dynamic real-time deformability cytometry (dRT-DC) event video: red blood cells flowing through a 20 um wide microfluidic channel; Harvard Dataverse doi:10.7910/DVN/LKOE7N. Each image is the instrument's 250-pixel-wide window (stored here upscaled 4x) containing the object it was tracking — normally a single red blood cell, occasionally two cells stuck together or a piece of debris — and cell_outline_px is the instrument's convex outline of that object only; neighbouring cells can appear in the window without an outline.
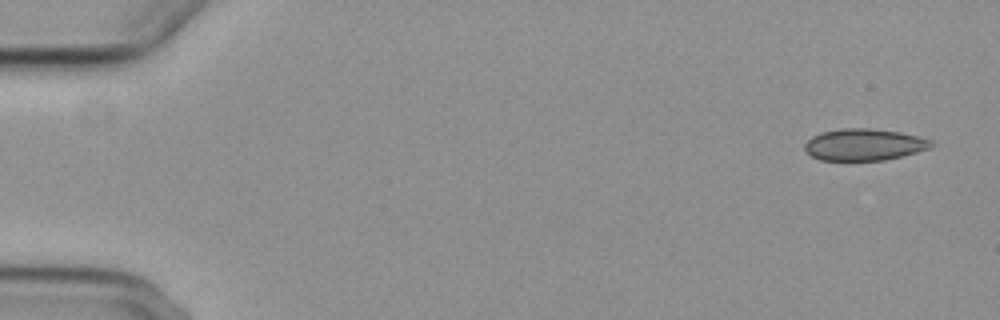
{"species": "common noctule bat (a hibernating species)", "species_latin": "Nyctalus noctula", "temperature_condition": "cold", "stored_images_in_passage": 5, "camera_frame_rate_fps": 3000, "um_per_image_px": 0.085, "animal": {"sex": "female", "body_mass_g": 29.2, "forearm_length_mm": 56.3}, "frame": {"image": 1, "passage_image": 1, "time_ms": 0.0, "image_size_px": [1000, 320], "cell_outline_px": [[936, 144], [932, 148], [884, 160], [820, 160], [812, 156], [804, 148], [804, 144], [812, 136], [820, 132], [844, 128], [868, 128], [900, 132], [932, 140]], "centroid_in_image_um": [73.46, 12.29], "position_along_channel_um": 11.5, "area_um2": 23.35}}
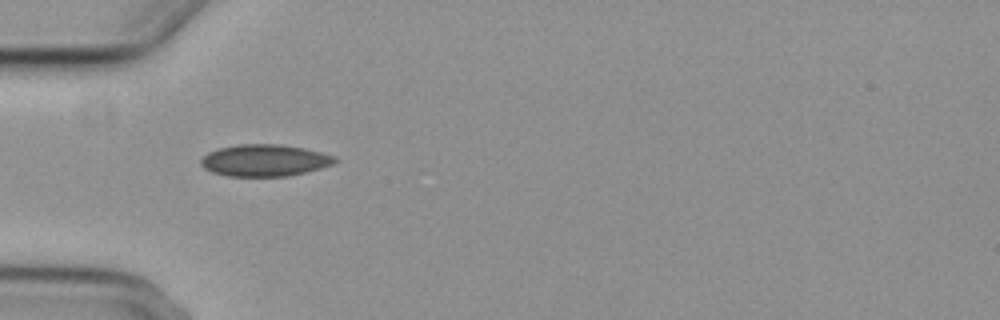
{"frame": {"image": 2, "passage_image": 5, "time_ms": 5.0, "image_size_px": [1000, 320], "cell_outline_px": [[336, 160], [332, 164], [320, 168], [288, 176], [228, 176], [212, 172], [204, 168], [200, 164], [200, 160], [208, 152], [220, 148], [236, 144], [280, 144], [304, 148], [336, 156]], "centroid_in_image_um": [22.47, 13.62], "position_along_channel_um": 62.5, "area_um2": 24.74}}